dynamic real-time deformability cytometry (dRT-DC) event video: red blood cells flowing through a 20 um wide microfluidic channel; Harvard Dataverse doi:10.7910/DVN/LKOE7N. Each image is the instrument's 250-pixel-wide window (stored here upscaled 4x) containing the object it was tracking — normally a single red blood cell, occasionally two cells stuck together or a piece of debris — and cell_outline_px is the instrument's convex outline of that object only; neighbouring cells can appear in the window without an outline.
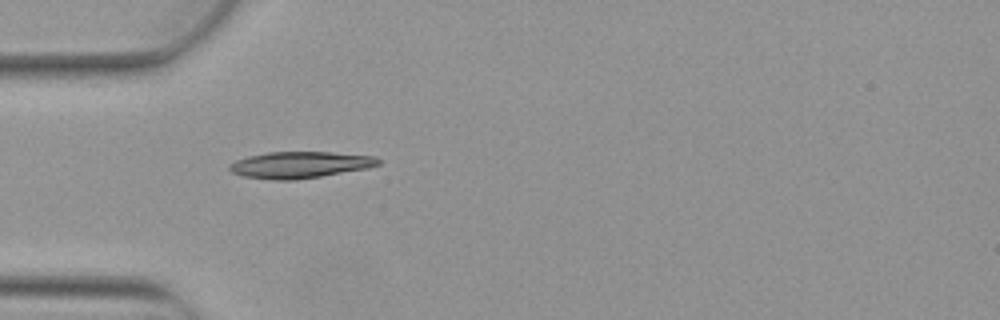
{"species": "Egyptian fruit bat (a non-hibernating species)", "species_latin": "Rousettus aegyptiacus", "temperature_condition": "warm", "stored_images_in_passage": 8, "camera_frame_rate_fps": 3000, "um_per_image_px": 0.085, "animal": {"sex": "female"}, "frame": {"image": 1, "passage_image": 4, "time_ms": 1.0, "image_size_px": [1000, 320], "cell_outline_px": [[380, 164], [368, 168], [320, 176], [292, 180], [276, 180], [244, 176], [232, 172], [228, 168], [228, 164], [236, 160], [248, 156], [268, 152], [328, 152], [376, 156], [380, 160]], "centroid_in_image_um": [25.49, 14.0], "position_along_channel_um": 59.5, "area_um2": 22.83}}
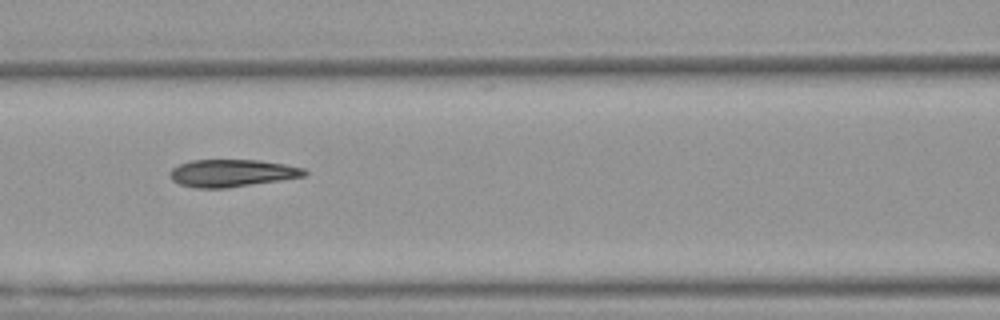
{"frame": {"image": 2, "passage_image": 6, "time_ms": 1.667, "image_size_px": [1000, 320], "cell_outline_px": [[308, 172], [304, 176], [280, 180], [224, 188], [196, 188], [180, 184], [172, 180], [168, 176], [168, 172], [172, 168], [180, 164], [192, 160], [260, 160], [284, 164], [304, 168]], "centroid_in_image_um": [19.68, 14.71], "position_along_channel_um": 146.9, "area_um2": 21.39}}
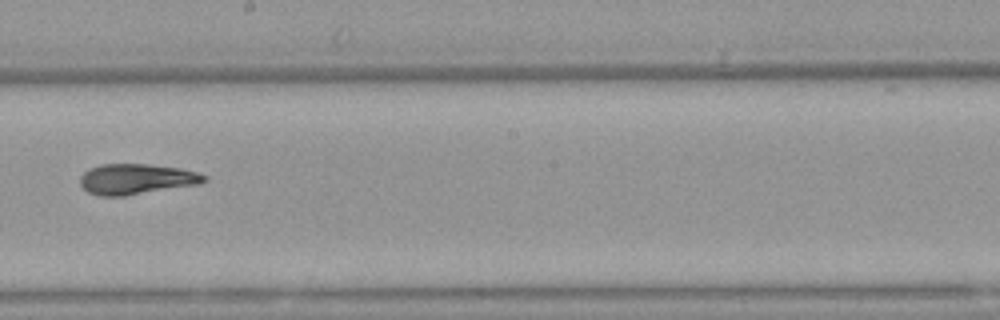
{"frame": {"image": 3, "passage_image": 8, "time_ms": 2.333, "image_size_px": [1000, 320], "cell_outline_px": [[208, 180], [200, 184], [124, 196], [100, 196], [88, 192], [80, 184], [80, 176], [84, 172], [100, 164], [148, 164], [180, 168], [196, 172], [208, 176]], "centroid_in_image_um": [11.61, 15.22], "position_along_channel_um": 236.6, "area_um2": 22.08}}